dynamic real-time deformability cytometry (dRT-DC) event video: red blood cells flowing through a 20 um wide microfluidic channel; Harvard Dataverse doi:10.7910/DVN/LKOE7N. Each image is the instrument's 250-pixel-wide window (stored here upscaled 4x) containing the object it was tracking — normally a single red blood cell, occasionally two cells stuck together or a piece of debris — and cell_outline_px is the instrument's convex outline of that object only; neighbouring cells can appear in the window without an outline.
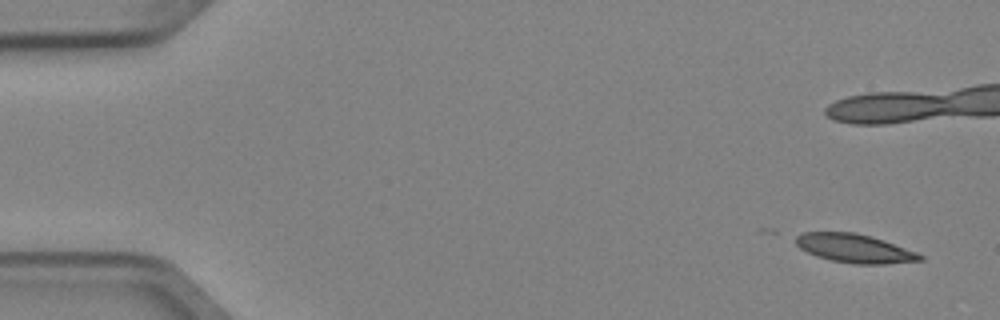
{"species": "Egyptian fruit bat (a non-hibernating species)", "species_latin": "Rousettus aegyptiacus", "temperature_condition": "cold", "stored_images_in_passage": 5, "camera_frame_rate_fps": 3000, "um_per_image_px": 0.085, "animal": {"sex": "female"}, "frame": {"image": 1, "passage_image": 1, "time_ms": 0.0, "image_size_px": [1000, 320], "cell_outline_px": [[924, 260], [884, 264], [852, 264], [832, 260], [816, 256], [800, 248], [796, 244], [796, 236], [804, 232], [856, 232], [884, 240], [916, 252], [924, 256]], "centroid_in_image_um": [72.65, 21.11], "position_along_channel_um": 12.4, "area_um2": 20.69}}
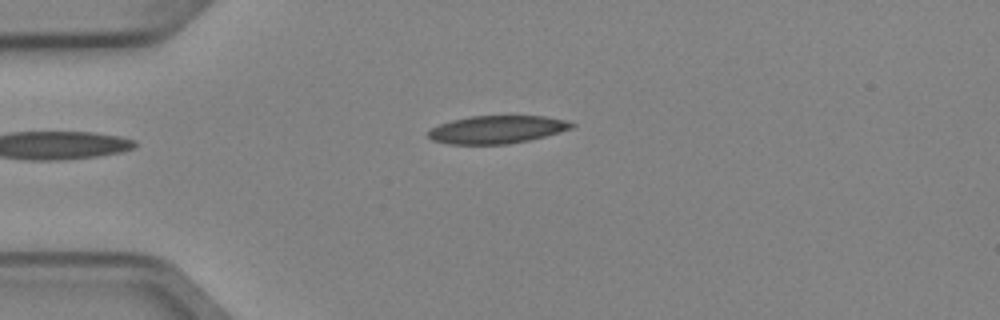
{"frame": {"image": 2, "passage_image": 5, "time_ms": 1.333, "image_size_px": [1000, 320], "cell_outline_px": [[576, 124], [572, 128], [544, 136], [528, 140], [508, 144], [448, 144], [432, 140], [428, 136], [428, 132], [432, 128], [440, 124], [452, 120], [468, 116], [544, 116], [564, 120]], "centroid_in_image_um": [42.21, 11.01], "position_along_channel_um": 42.8, "area_um2": 23.06}}